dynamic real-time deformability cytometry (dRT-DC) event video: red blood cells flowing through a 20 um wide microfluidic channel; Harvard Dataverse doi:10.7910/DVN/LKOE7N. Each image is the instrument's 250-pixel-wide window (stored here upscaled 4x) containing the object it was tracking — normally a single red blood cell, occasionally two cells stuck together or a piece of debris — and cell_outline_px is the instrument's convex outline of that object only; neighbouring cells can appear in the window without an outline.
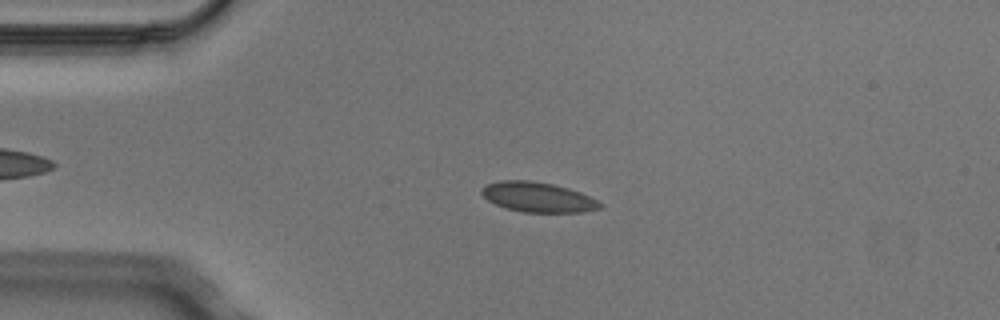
{"species": "Egyptian fruit bat (a non-hibernating species)", "species_latin": "Rousettus aegyptiacus", "temperature_condition": "cold", "stored_images_in_passage": 7, "camera_frame_rate_fps": 3000, "um_per_image_px": 0.085, "animal": {"sex": "male"}, "frame": {"image": 1, "passage_image": 4, "time_ms": 1.0, "image_size_px": [1000, 320], "cell_outline_px": [[604, 204], [600, 208], [584, 212], [524, 212], [504, 208], [488, 200], [480, 192], [480, 188], [484, 184], [500, 180], [532, 180], [552, 184], [568, 188], [580, 192]], "centroid_in_image_um": [45.68, 16.75], "position_along_channel_um": 39.3, "area_um2": 20.75}}
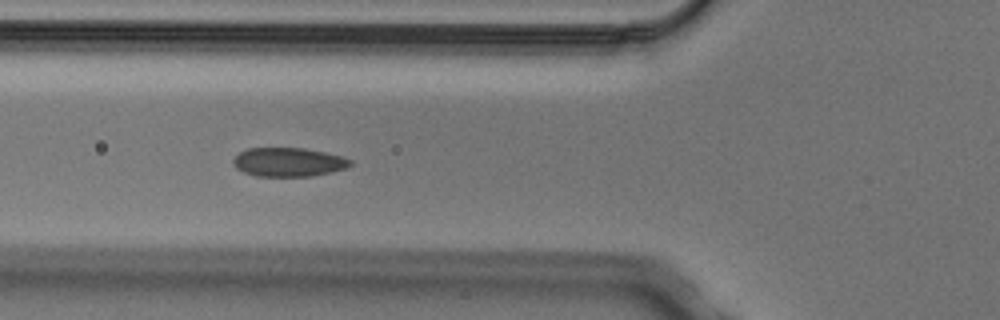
{"frame": {"image": 2, "passage_image": 6, "time_ms": 1.667, "image_size_px": [1000, 320], "cell_outline_px": [[352, 164], [348, 168], [308, 176], [256, 176], [244, 172], [236, 168], [232, 164], [232, 160], [240, 152], [248, 148], [304, 148], [344, 156], [352, 160]], "centroid_in_image_um": [24.52, 13.77], "position_along_channel_um": 101.3, "area_um2": 19.71}}
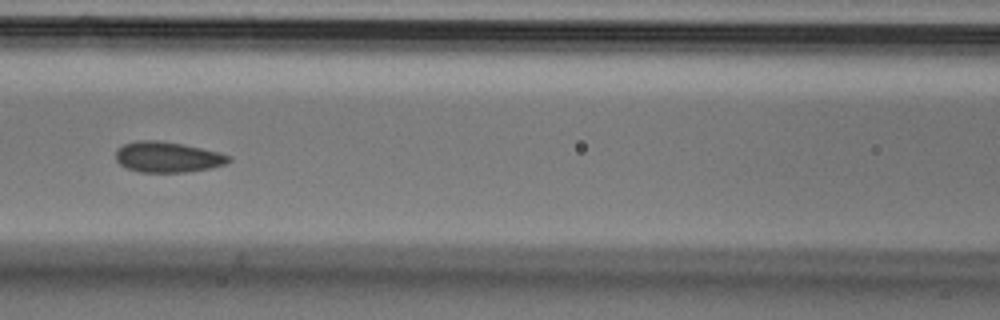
{"frame": {"image": 3, "passage_image": 7, "time_ms": 2.0, "image_size_px": [1000, 320], "cell_outline_px": [[232, 160], [224, 164], [212, 168], [184, 172], [140, 172], [128, 168], [120, 164], [116, 160], [116, 148], [124, 144], [136, 140], [160, 140], [184, 144], [220, 152], [232, 156]], "centroid_in_image_um": [14.26, 13.34], "position_along_channel_um": 152.3, "area_um2": 20.35}}